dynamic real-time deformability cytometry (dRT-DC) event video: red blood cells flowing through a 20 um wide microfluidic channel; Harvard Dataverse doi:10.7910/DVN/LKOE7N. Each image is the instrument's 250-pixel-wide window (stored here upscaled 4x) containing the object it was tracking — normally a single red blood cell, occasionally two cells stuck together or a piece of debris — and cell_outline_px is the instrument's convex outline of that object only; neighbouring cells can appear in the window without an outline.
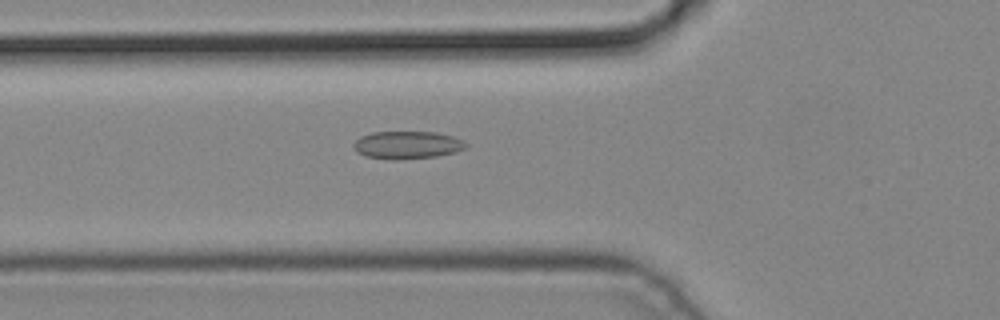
{"species": "common noctule bat (a hibernating species)", "species_latin": "Nyctalus noctula", "temperature_condition": "cold", "stored_images_in_passage": 2, "camera_frame_rate_fps": 3000, "um_per_image_px": 0.085, "animal": {"sex": "male", "body_mass_g": 19.2, "forearm_length_mm": 51.8}, "frame": {"image": 1, "passage_image": 2, "time_ms": 0.333, "image_size_px": [1000, 320], "cell_outline_px": [[468, 144], [464, 148], [456, 152], [436, 156], [396, 160], [392, 160], [364, 156], [356, 152], [352, 144], [360, 136], [372, 132], [436, 132], [452, 136], [464, 140]], "centroid_in_image_um": [34.59, 12.32], "position_along_channel_um": 91.2, "area_um2": 18.26}}